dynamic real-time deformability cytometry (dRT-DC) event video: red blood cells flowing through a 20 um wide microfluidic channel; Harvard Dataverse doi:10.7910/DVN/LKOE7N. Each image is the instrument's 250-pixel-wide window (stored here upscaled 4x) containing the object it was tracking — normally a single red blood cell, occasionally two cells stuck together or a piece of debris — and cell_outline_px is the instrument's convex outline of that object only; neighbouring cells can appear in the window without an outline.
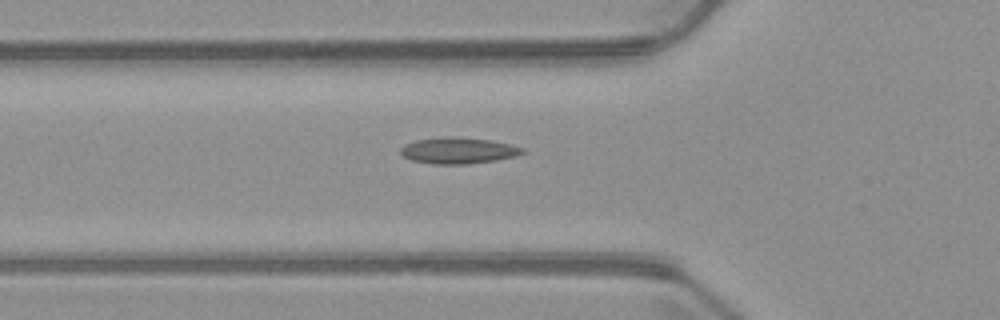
{"species": "common noctule bat (a hibernating species)", "species_latin": "Nyctalus noctula", "temperature_condition": "warm", "stored_images_in_passage": 5, "camera_frame_rate_fps": 3000, "um_per_image_px": 0.085, "animal": {"sex": "male", "body_mass_g": 23.1, "forearm_length_mm": 52.7}, "frame": {"image": 1, "passage_image": 5, "time_ms": 6.0, "image_size_px": [1000, 320], "cell_outline_px": [[524, 152], [516, 156], [496, 160], [468, 164], [436, 164], [412, 160], [404, 156], [400, 152], [400, 148], [404, 144], [416, 140], [452, 136], [488, 140], [508, 144], [524, 148]], "centroid_in_image_um": [38.94, 12.8], "position_along_channel_um": 86.9, "area_um2": 18.38}}